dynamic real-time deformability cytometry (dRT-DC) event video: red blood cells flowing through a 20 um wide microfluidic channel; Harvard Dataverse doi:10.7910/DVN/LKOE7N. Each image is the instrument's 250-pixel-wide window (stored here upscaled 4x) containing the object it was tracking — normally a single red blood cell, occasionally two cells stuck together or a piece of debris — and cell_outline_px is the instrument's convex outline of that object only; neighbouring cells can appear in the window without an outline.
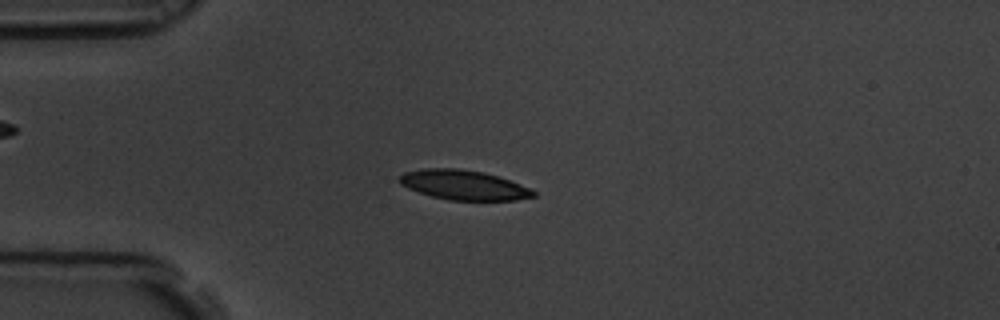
{"species": "common noctule bat (a hibernating species)", "species_latin": "Nyctalus noctula", "temperature_condition": "room temperature", "stored_images_in_passage": 58, "camera_frame_rate_fps": 3000, "um_per_image_px": 0.085, "animal": {"sex": "male", "body_mass_g": 19.5, "forearm_length_mm": 54.6}, "frame": {"image": 1, "passage_image": 15, "time_ms": 4.667, "image_size_px": [1000, 320], "cell_outline_px": [[536, 196], [516, 200], [448, 200], [432, 196], [408, 188], [400, 184], [396, 180], [404, 172], [424, 168], [456, 168], [484, 172], [532, 188], [536, 192]], "centroid_in_image_um": [39.4, 15.72], "position_along_channel_um": 45.6, "area_um2": 23.18}}
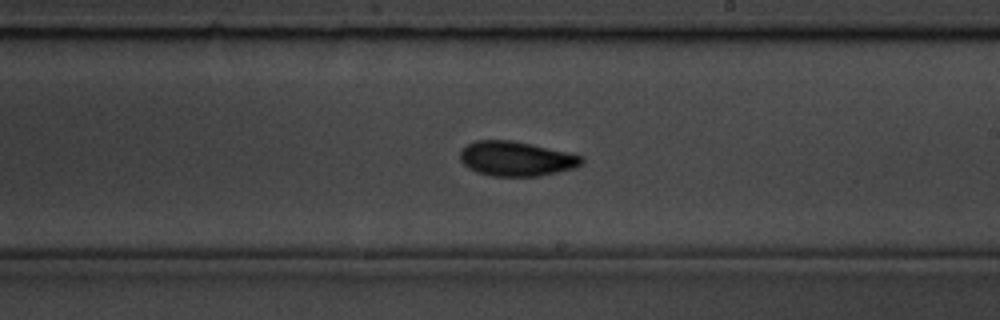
{"frame": {"image": 2, "passage_image": 34, "time_ms": 11.0, "image_size_px": [1000, 320], "cell_outline_px": [[584, 164], [576, 168], [540, 176], [492, 176], [476, 172], [468, 168], [460, 160], [460, 152], [468, 144], [476, 140], [512, 140], [532, 144], [568, 152], [584, 156]], "centroid_in_image_um": [43.92, 13.49], "position_along_channel_um": 245.1, "area_um2": 24.8}}
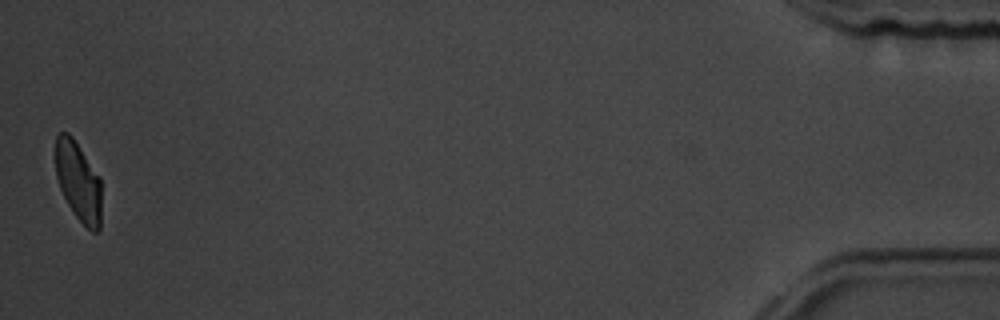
{"frame": {"image": 3, "passage_image": 58, "time_ms": 19.0, "image_size_px": [1000, 320], "cell_outline_px": [[100, 228], [96, 232], [92, 232], [76, 216], [68, 204], [60, 188], [56, 176], [56, 136], [60, 132], [68, 132], [72, 136], [100, 176]], "centroid_in_image_um": [6.66, 15.39], "position_along_channel_um": 428.5, "area_um2": 21.04}, "authors_computed_cell_mechanics": {"area_um2": 23.3512, "velocity_mm_per_s": 3.4622, "shape_relaxation_time_tau1_ms": 3.8651, "shape_relaxation_time_tau2_ms": 2.62, "deformation_change_tau1": 0.1335, "deformation_change_tau2": 0.0768}}